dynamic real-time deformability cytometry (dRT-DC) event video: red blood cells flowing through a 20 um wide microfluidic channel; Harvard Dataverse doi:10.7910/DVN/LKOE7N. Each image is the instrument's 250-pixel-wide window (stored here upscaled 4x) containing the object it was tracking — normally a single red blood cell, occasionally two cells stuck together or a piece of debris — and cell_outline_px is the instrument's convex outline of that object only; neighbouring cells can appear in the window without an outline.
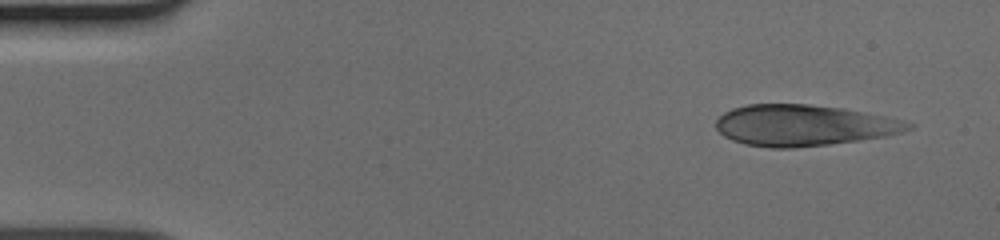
{"species": "human", "species_latin": "Homo sapiens", "temperature_condition": "cold", "stored_images_in_passage": 46, "camera_frame_rate_fps": 3000, "um_per_image_px": 0.085, "donor": {"sex": "male"}, "frame": {"image": 1, "passage_image": 1, "time_ms": 0.0, "image_size_px": [1000, 240], "cell_outline_px": [[912, 128], [900, 132], [884, 136], [860, 140], [828, 144], [792, 148], [772, 148], [744, 144], [732, 140], [724, 136], [716, 128], [716, 120], [724, 112], [732, 108], [748, 104], [808, 104], [844, 108], [884, 116], [900, 120], [912, 124]], "centroid_in_image_um": [68.25, 10.65], "position_along_channel_um": 16.8, "area_um2": 45.78}}
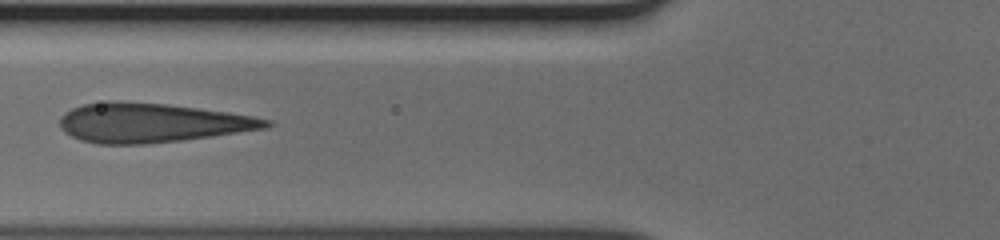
{"frame": {"image": 2, "passage_image": 16, "time_ms": 5.0, "image_size_px": [1000, 240], "cell_outline_px": [[272, 124], [268, 128], [212, 136], [180, 140], [144, 144], [100, 144], [80, 140], [64, 132], [60, 128], [60, 116], [64, 112], [72, 108], [84, 104], [108, 100], [116, 100], [164, 104], [228, 112], [252, 116], [272, 120]], "centroid_in_image_um": [12.85, 10.43], "position_along_channel_um": 112.9, "area_um2": 47.22}}
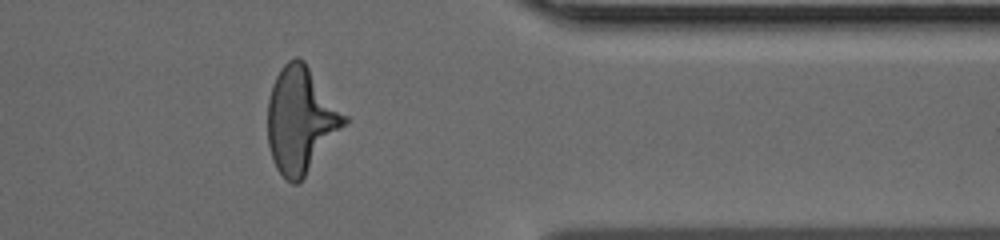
{"frame": {"image": 3, "passage_image": 37, "time_ms": 12.0, "image_size_px": [1000, 240], "cell_outline_px": [[348, 120], [304, 176], [296, 184], [292, 184], [276, 168], [272, 160], [268, 144], [268, 100], [272, 84], [280, 68], [288, 60], [296, 56], [300, 56], [304, 60], [348, 116]], "centroid_in_image_um": [25.55, 10.14], "position_along_channel_um": 385.8, "area_um2": 46.88}}